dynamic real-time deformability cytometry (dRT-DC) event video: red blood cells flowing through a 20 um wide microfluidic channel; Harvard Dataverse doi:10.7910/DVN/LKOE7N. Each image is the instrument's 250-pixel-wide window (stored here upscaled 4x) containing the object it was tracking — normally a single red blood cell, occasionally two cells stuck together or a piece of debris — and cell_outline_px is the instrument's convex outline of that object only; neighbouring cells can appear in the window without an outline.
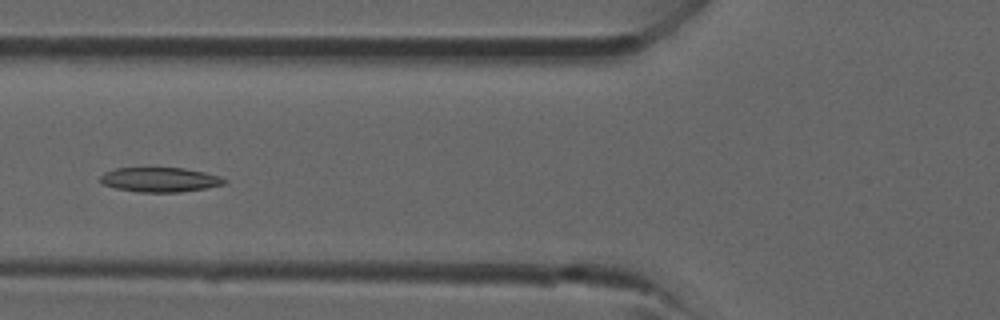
{"species": "common noctule bat (a hibernating species)", "species_latin": "Nyctalus noctula", "temperature_condition": "room temperature", "stored_images_in_passage": 24, "camera_frame_rate_fps": 3000, "um_per_image_px": 0.085, "animal": {"sex": "male", "forearm_length_mm": 52.5}, "frame": {"image": 1, "passage_image": 7, "time_ms": 2.0, "image_size_px": [1000, 320], "cell_outline_px": [[228, 180], [224, 184], [208, 188], [180, 192], [140, 192], [116, 188], [104, 184], [100, 180], [100, 176], [104, 172], [116, 168], [184, 168], [204, 172], [220, 176]], "centroid_in_image_um": [13.62, 15.27], "position_along_channel_um": 112.2, "area_um2": 17.74}}